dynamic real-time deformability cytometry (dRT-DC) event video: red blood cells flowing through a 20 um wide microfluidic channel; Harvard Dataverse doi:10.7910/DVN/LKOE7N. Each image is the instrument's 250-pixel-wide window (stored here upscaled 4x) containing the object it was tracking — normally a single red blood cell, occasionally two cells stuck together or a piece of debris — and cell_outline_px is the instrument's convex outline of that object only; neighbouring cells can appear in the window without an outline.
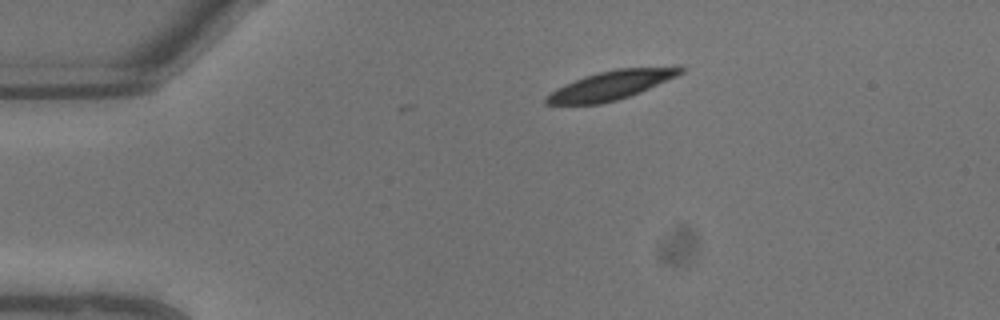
{"species": "common noctule bat (a hibernating species)", "species_latin": "Nyctalus noctula", "temperature_condition": "warm", "stored_images_in_passage": 6, "camera_frame_rate_fps": 3000, "um_per_image_px": 0.085, "animal": {"sex": "male", "body_mass_g": 13.3}, "frame": {"image": 1, "passage_image": 1, "time_ms": 0.0, "image_size_px": [1000, 320], "cell_outline_px": [[684, 72], [676, 76], [640, 92], [616, 100], [600, 104], [544, 104], [544, 100], [556, 88], [584, 76], [616, 68], [676, 64], [680, 64], [684, 68]], "centroid_in_image_um": [52.06, 7.19], "position_along_channel_um": 32.9, "area_um2": 22.89}}
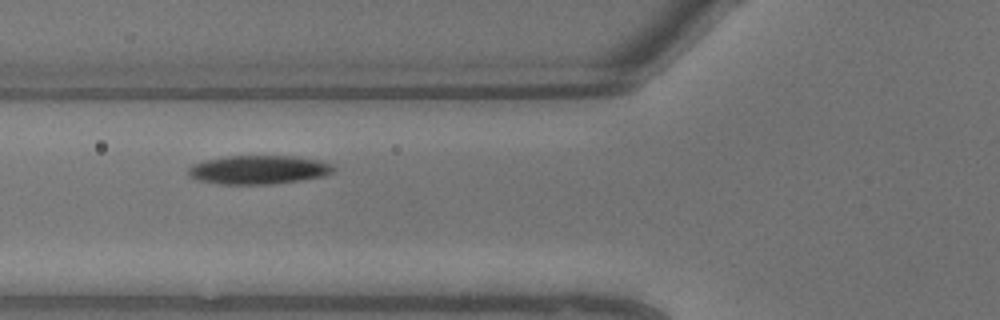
{"frame": {"image": 2, "passage_image": 5, "time_ms": 1.333, "image_size_px": [1000, 320], "cell_outline_px": [[336, 168], [332, 172], [324, 176], [300, 180], [272, 184], [220, 184], [196, 180], [188, 176], [188, 168], [192, 164], [204, 160], [228, 156], [296, 156], [320, 160], [332, 164]], "centroid_in_image_um": [21.97, 14.42], "position_along_channel_um": 103.8, "area_um2": 24.51}}
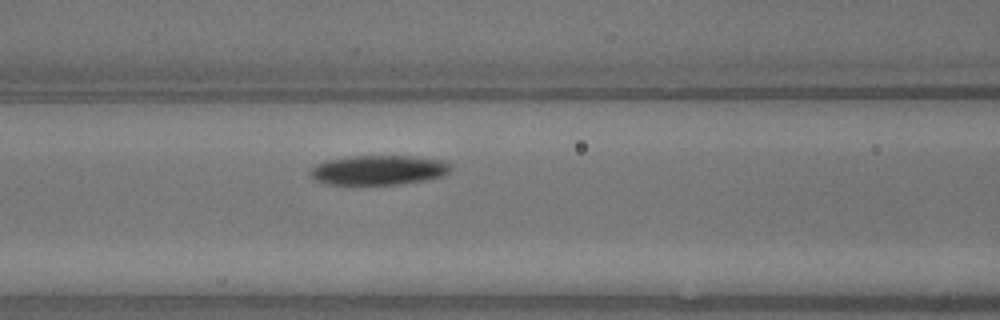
{"frame": {"image": 3, "passage_image": 6, "time_ms": 1.667, "image_size_px": [1000, 320], "cell_outline_px": [[452, 172], [444, 176], [428, 180], [396, 184], [328, 184], [312, 180], [308, 172], [316, 164], [328, 160], [352, 156], [416, 156], [444, 160], [452, 164]], "centroid_in_image_um": [32.24, 14.45], "position_along_channel_um": 134.4, "area_um2": 24.62}}